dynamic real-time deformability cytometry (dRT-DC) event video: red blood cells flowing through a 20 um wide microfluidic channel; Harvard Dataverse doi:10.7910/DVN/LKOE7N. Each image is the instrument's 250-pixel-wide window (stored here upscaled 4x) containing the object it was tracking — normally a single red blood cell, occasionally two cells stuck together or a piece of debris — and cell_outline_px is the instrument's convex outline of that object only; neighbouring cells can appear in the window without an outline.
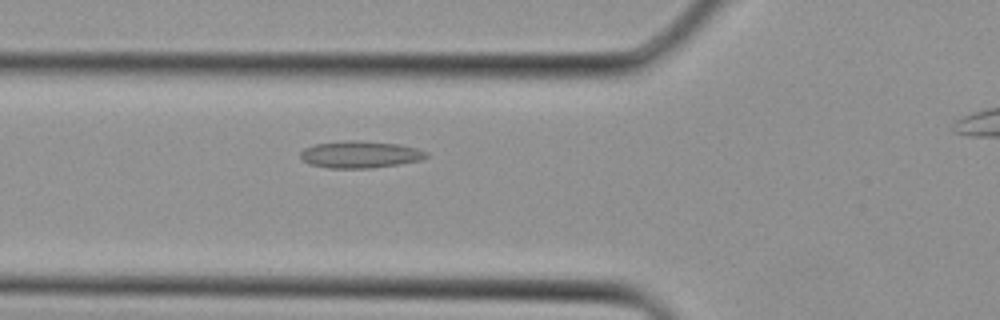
{"species": "Egyptian fruit bat (a non-hibernating species)", "species_latin": "Rousettus aegyptiacus", "temperature_condition": "cold", "stored_images_in_passage": 6, "segment_of_instrument_passage": [1, 2], "camera_frame_rate_fps": 3000, "um_per_image_px": 0.085, "animal": {"sex": "female"}, "frame": {"image": 1, "passage_image": 5, "time_ms": 1.333, "image_size_px": [1000, 320], "cell_outline_px": [[428, 156], [420, 160], [372, 168], [332, 168], [308, 164], [300, 156], [300, 152], [304, 148], [316, 144], [344, 140], [356, 140], [400, 144], [416, 148], [428, 152]], "centroid_in_image_um": [30.6, 13.12], "position_along_channel_um": 95.2, "area_um2": 19.71}}